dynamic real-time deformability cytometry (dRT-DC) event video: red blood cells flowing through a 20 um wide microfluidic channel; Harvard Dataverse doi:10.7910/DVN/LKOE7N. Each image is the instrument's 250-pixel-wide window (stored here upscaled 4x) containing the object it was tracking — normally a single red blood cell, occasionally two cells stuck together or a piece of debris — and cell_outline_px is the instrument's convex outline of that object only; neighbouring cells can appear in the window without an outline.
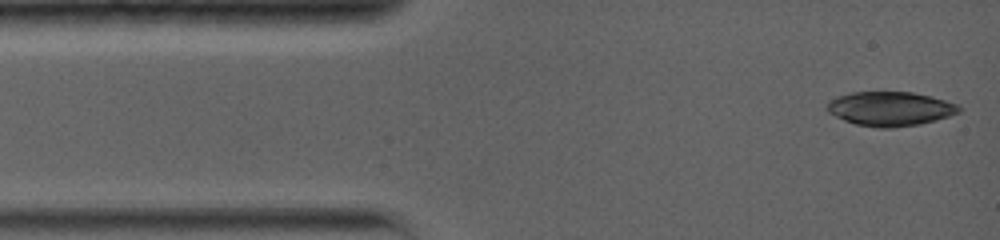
{"species": "common noctule bat (a hibernating species)", "species_latin": "Nyctalus noctula", "temperature_condition": "warm", "stored_images_in_passage": 8, "camera_frame_rate_fps": 5000, "um_per_image_px": 0.085, "animal": {"sex": "female", "body_mass_g": 19.0, "forearm_length_mm": 56.7}, "frame": {"image": 1, "passage_image": 1, "time_ms": 0.0, "image_size_px": [1000, 240], "cell_outline_px": [[964, 108], [960, 112], [936, 120], [920, 124], [892, 128], [876, 128], [856, 124], [844, 120], [828, 112], [824, 108], [828, 100], [836, 96], [852, 92], [912, 92], [932, 96], [956, 104]], "centroid_in_image_um": [75.64, 9.24], "position_along_channel_um": 9.4, "area_um2": 26.59}}